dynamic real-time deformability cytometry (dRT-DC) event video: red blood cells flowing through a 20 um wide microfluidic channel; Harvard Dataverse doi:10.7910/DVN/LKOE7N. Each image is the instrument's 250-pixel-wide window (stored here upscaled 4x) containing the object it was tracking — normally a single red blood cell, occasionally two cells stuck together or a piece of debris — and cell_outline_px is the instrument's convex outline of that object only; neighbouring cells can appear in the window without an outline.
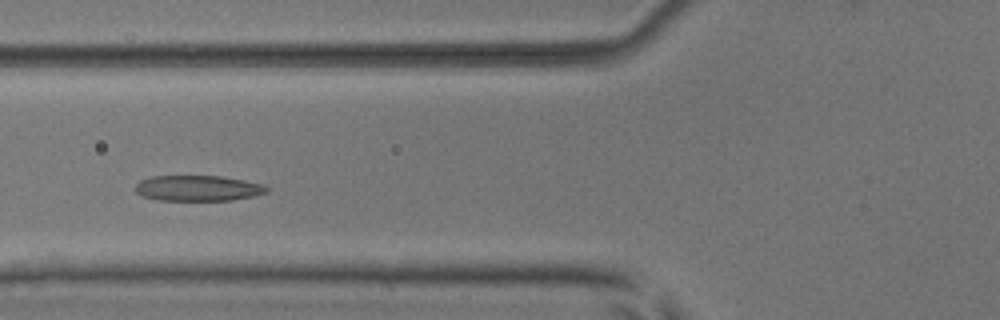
{"species": "common noctule bat (a hibernating species)", "species_latin": "Nyctalus noctula", "temperature_condition": "room temperature", "stored_images_in_passage": 46, "camera_frame_rate_fps": 3000, "um_per_image_px": 0.085, "animal": {"sex": "male", "body_mass_g": 17.9, "forearm_length_mm": 54.2}, "frame": {"image": 1, "passage_image": 15, "time_ms": 4.667, "image_size_px": [1000, 320], "cell_outline_px": [[268, 192], [252, 196], [232, 200], [156, 200], [144, 196], [136, 192], [136, 184], [140, 180], [152, 176], [220, 176], [244, 180], [264, 184], [268, 188]], "centroid_in_image_um": [16.83, 15.99], "position_along_channel_um": 109.0, "area_um2": 19.54}}
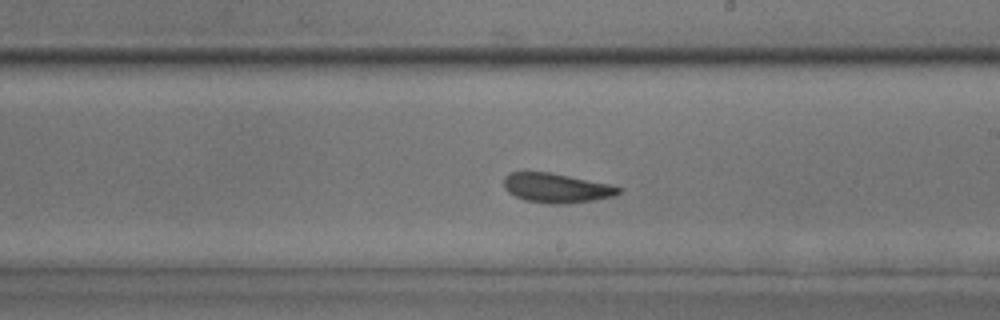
{"frame": {"image": 2, "passage_image": 25, "time_ms": 8.0, "image_size_px": [1000, 320], "cell_outline_px": [[620, 192], [616, 196], [592, 200], [564, 204], [552, 204], [524, 200], [508, 192], [504, 188], [504, 176], [508, 172], [548, 172], [608, 184], [620, 188]], "centroid_in_image_um": [47.25, 15.98], "position_along_channel_um": 241.8, "area_um2": 19.48}}
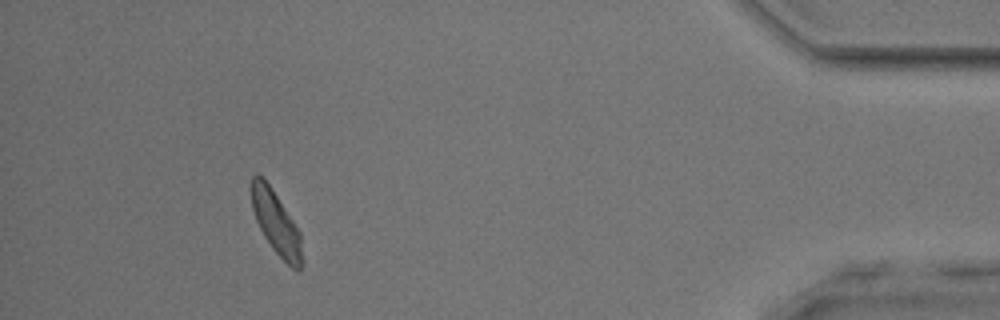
{"frame": {"image": 3, "passage_image": 42, "time_ms": 13.667, "image_size_px": [1000, 320], "cell_outline_px": [[304, 264], [300, 272], [296, 272], [272, 248], [264, 236], [256, 220], [252, 208], [252, 176], [256, 172], [268, 184], [300, 232], [304, 260]], "centroid_in_image_um": [23.51, 19.05], "position_along_channel_um": 411.7, "area_um2": 18.38}, "authors_computed_cell_mechanics": {"area_um2": 19.941, "velocity_mm_per_s": 4.0055, "shape_relaxation_time_tau1_ms": 3.2577, "shape_relaxation_time_tau2_ms": 2.2218, "deformation_change_tau1": 0.1175, "deformation_change_tau2": 0.1124}}